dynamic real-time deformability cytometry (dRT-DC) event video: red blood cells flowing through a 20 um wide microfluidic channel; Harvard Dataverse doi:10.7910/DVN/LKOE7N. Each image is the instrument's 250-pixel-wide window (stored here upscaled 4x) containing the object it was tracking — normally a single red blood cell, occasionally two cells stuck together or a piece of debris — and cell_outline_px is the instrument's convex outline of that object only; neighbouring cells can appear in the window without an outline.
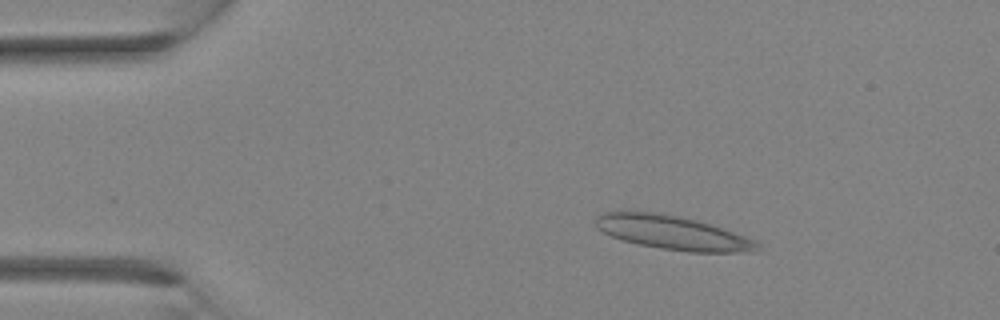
{"species": "Egyptian fruit bat (a non-hibernating species)", "species_latin": "Rousettus aegyptiacus", "temperature_condition": "room temperature", "stored_images_in_passage": 3, "camera_frame_rate_fps": 3000, "um_per_image_px": 0.085, "animal": {"sex": "female"}, "frame": {"image": 1, "passage_image": 2, "time_ms": 0.333, "image_size_px": [1000, 320], "cell_outline_px": [[760, 244], [752, 252], [688, 252], [660, 248], [636, 244], [620, 240], [596, 228], [596, 216], [604, 212], [620, 208], [656, 212], [680, 216], [700, 220], [724, 228], [756, 240]], "centroid_in_image_um": [57.1, 19.73], "position_along_channel_um": 27.9, "area_um2": 32.83}}